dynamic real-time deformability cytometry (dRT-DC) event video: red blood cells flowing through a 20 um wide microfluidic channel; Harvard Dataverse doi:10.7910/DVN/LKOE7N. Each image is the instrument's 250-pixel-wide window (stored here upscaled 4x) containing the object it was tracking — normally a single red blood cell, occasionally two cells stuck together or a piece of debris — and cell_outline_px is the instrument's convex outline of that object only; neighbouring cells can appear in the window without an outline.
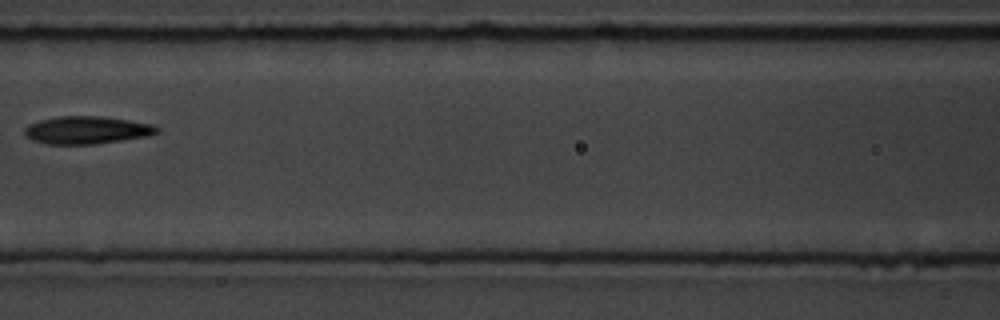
{"species": "common noctule bat (a hibernating species)", "species_latin": "Nyctalus noctula", "temperature_condition": "room temperature", "stored_images_in_passage": 7, "camera_frame_rate_fps": 3000, "um_per_image_px": 0.085, "animal": {"sex": "male", "body_mass_g": 19.5, "forearm_length_mm": 54.6}, "frame": {"image": 1, "passage_image": 6, "time_ms": 6.667, "image_size_px": [1000, 320], "cell_outline_px": [[160, 132], [148, 136], [124, 140], [96, 144], [48, 144], [32, 140], [24, 136], [24, 128], [28, 124], [40, 120], [60, 116], [100, 116], [128, 120], [152, 124], [160, 128]], "centroid_in_image_um": [7.38, 11.06], "position_along_channel_um": 159.2, "area_um2": 21.5}}